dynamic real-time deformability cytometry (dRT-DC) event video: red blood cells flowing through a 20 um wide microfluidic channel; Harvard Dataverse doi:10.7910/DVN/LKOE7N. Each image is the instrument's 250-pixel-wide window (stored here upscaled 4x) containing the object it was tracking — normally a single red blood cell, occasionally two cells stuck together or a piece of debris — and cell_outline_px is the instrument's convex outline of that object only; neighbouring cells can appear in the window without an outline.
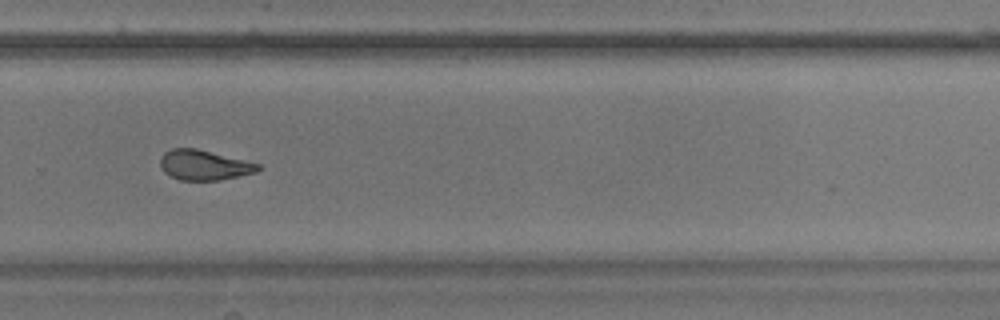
{"species": "common noctule bat (a hibernating species)", "species_latin": "Nyctalus noctula", "temperature_condition": "warm", "stored_images_in_passage": 12, "camera_frame_rate_fps": 3000, "um_per_image_px": 0.085, "animal": {"sex": "male", "body_mass_g": 17.9}, "frame": {"image": 1, "passage_image": 9, "time_ms": 2.667, "image_size_px": [1000, 320], "cell_outline_px": [[260, 168], [256, 172], [220, 180], [180, 180], [164, 172], [160, 164], [160, 156], [164, 152], [172, 148], [196, 148], [260, 164]], "centroid_in_image_um": [17.32, 14.02], "position_along_channel_um": 312.5, "area_um2": 16.99}}